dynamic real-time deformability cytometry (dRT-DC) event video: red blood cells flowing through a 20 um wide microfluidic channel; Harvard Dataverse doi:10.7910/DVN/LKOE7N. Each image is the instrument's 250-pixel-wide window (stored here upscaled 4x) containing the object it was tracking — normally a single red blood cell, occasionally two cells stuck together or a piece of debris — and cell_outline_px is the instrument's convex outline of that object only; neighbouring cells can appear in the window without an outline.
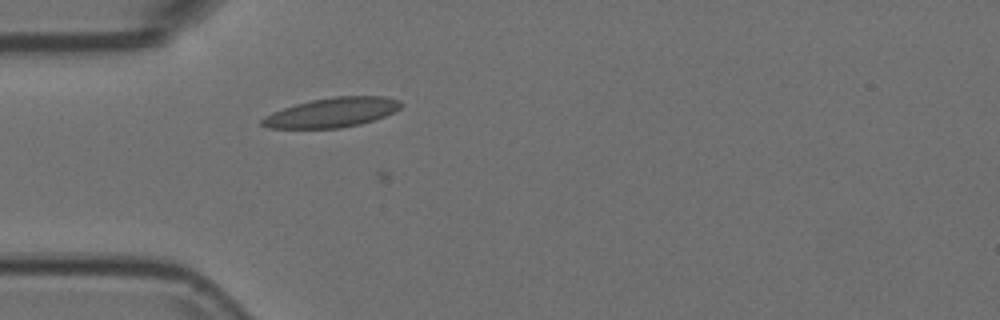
{"species": "Egyptian fruit bat (a non-hibernating species)", "species_latin": "Rousettus aegyptiacus", "temperature_condition": "room temperature", "stored_images_in_passage": 23, "camera_frame_rate_fps": 3000, "um_per_image_px": 0.085, "animal": {"sex": "female"}, "frame": {"image": 1, "passage_image": 19, "time_ms": 6.0, "image_size_px": [1000, 320], "cell_outline_px": [[404, 104], [400, 108], [384, 116], [360, 124], [340, 128], [268, 128], [260, 124], [260, 120], [264, 116], [272, 112], [296, 104], [312, 100], [332, 96], [384, 96], [400, 100]], "centroid_in_image_um": [28.21, 9.55], "position_along_channel_um": 56.8, "area_um2": 23.87}}
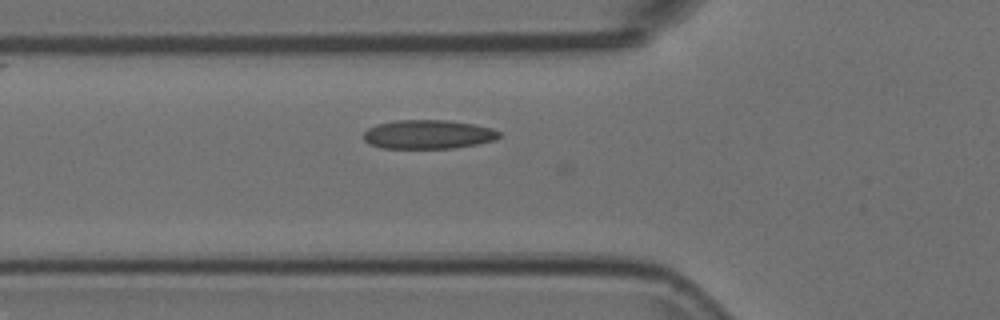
{"frame": {"image": 2, "passage_image": 22, "time_ms": 7.0, "image_size_px": [1000, 320], "cell_outline_px": [[500, 136], [492, 140], [476, 144], [452, 148], [380, 148], [368, 144], [364, 140], [364, 132], [368, 128], [376, 124], [396, 120], [448, 120], [472, 124], [492, 128], [500, 132]], "centroid_in_image_um": [36.34, 11.42], "position_along_channel_um": 89.5, "area_um2": 22.83}}